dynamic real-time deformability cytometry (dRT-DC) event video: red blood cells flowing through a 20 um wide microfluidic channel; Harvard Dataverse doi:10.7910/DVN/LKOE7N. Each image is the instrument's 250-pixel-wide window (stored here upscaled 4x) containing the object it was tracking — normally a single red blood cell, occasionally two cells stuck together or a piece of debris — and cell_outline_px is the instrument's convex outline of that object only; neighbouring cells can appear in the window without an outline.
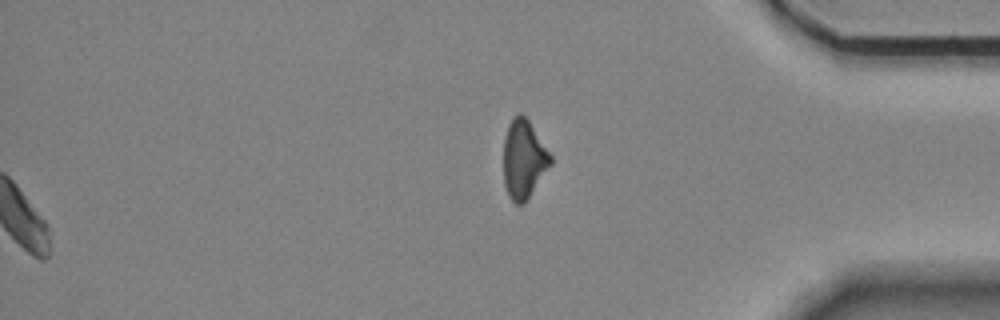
{"species": "Egyptian fruit bat (a non-hibernating species)", "species_latin": "Rousettus aegyptiacus", "temperature_condition": "room temperature", "stored_images_in_passage": 42, "segment_of_instrument_passage": [2, 2], "camera_frame_rate_fps": 3000, "um_per_image_px": 0.085, "animal": {"sex": "female"}, "frame": {"image": 1, "passage_image": 42, "time_ms": 13.667, "image_size_px": [1000, 320], "cell_outline_px": [[552, 164], [524, 204], [516, 204], [508, 196], [504, 184], [504, 136], [508, 124], [512, 116], [520, 112], [528, 120], [552, 156]], "centroid_in_image_um": [44.51, 13.53], "position_along_channel_um": 390.7, "area_um2": 21.62}}